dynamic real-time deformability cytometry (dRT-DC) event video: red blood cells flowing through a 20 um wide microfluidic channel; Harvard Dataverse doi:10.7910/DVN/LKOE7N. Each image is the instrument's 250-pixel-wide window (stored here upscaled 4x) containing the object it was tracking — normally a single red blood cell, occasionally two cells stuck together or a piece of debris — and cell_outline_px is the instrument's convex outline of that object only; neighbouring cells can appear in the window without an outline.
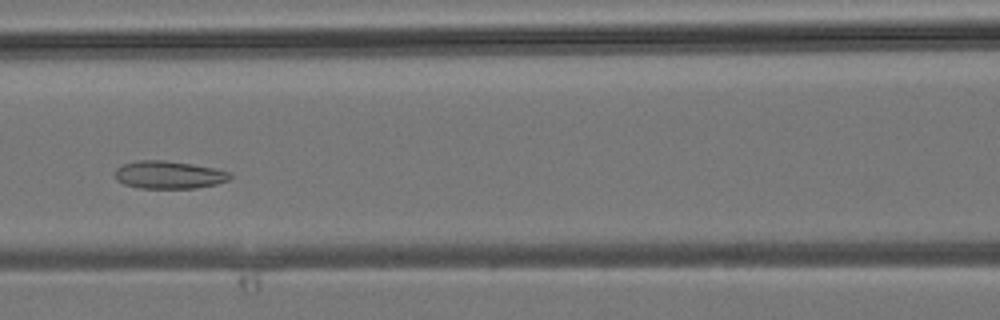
{"species": "common noctule bat (a hibernating species)", "species_latin": "Nyctalus noctula", "temperature_condition": "room temperature", "stored_images_in_passage": 28, "camera_frame_rate_fps": 3000, "um_per_image_px": 0.085, "animal": {"sex": "male", "body_mass_g": 19.2, "forearm_length_mm": 51.8}, "frame": {"image": 1, "passage_image": 6, "time_ms": 1.667, "image_size_px": [1000, 320], "cell_outline_px": [[232, 176], [228, 180], [216, 184], [196, 188], [140, 188], [124, 184], [116, 180], [116, 168], [124, 164], [136, 160], [164, 160], [192, 164], [216, 168], [228, 172]], "centroid_in_image_um": [14.35, 14.86], "position_along_channel_um": 152.3, "area_um2": 18.55}}
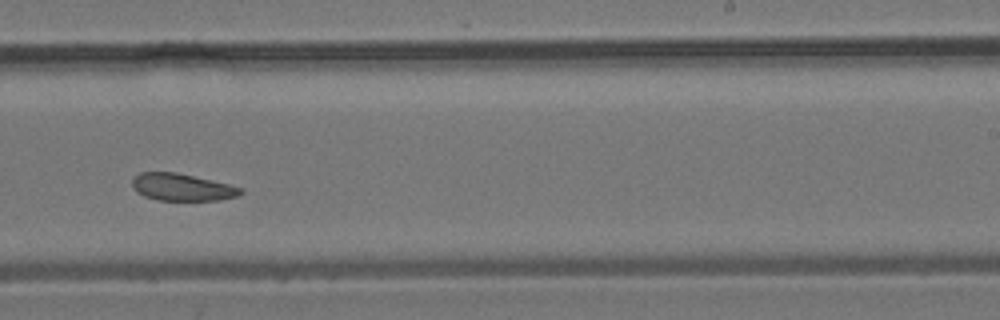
{"frame": {"image": 2, "passage_image": 13, "time_ms": 4.0, "image_size_px": [1000, 320], "cell_outline_px": [[244, 192], [236, 196], [220, 200], [156, 200], [144, 196], [136, 192], [132, 188], [132, 180], [140, 172], [176, 172], [212, 180], [244, 188]], "centroid_in_image_um": [15.46, 15.91], "position_along_channel_um": 273.5, "area_um2": 17.22}}
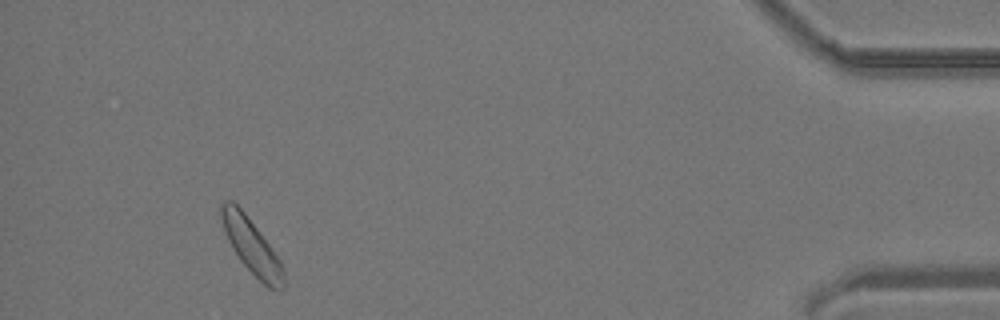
{"frame": {"image": 3, "passage_image": 25, "time_ms": 8.0, "image_size_px": [1000, 320], "cell_outline_px": [[284, 288], [268, 288], [240, 260], [232, 248], [224, 232], [220, 212], [220, 204], [224, 200], [232, 200], [244, 212], [280, 260], [284, 272]], "centroid_in_image_um": [21.35, 20.9], "position_along_channel_um": 413.9, "area_um2": 19.36}}